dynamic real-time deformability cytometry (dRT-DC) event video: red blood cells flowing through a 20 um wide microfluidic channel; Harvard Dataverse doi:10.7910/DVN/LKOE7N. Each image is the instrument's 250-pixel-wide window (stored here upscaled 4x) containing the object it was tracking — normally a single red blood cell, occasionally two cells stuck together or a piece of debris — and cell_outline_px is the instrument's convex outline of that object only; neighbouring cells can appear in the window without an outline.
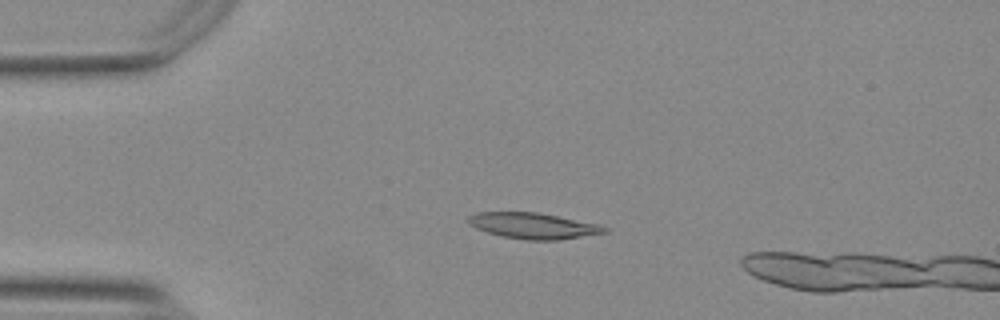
{"species": "Egyptian fruit bat (a non-hibernating species)", "species_latin": "Rousettus aegyptiacus", "temperature_condition": "warm", "stored_images_in_passage": 16, "camera_frame_rate_fps": 3000, "um_per_image_px": 0.085, "animal": {"sex": "female"}, "frame": {"image": 1, "passage_image": 12, "time_ms": 3.667, "image_size_px": [1000, 320], "cell_outline_px": [[608, 232], [560, 240], [524, 240], [504, 236], [488, 232], [476, 228], [468, 224], [468, 216], [476, 212], [536, 212], [600, 224], [608, 228]], "centroid_in_image_um": [45.34, 19.19], "position_along_channel_um": 39.7, "area_um2": 20.58}}